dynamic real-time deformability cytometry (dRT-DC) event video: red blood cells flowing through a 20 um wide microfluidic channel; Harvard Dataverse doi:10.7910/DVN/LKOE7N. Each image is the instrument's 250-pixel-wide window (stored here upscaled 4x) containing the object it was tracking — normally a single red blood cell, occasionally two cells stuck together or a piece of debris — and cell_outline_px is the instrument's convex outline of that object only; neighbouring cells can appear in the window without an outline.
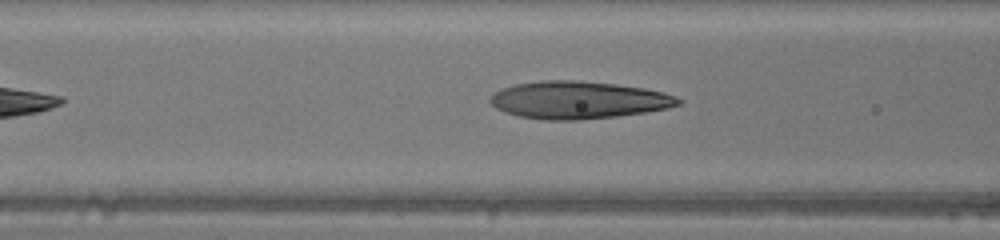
{"species": "human", "species_latin": "Homo sapiens", "temperature_condition": "warm", "stored_images_in_passage": 6, "camera_frame_rate_fps": 3000, "um_per_image_px": 0.085, "donor": {"sex": "male"}, "frame": {"image": 1, "passage_image": 4, "time_ms": 1.0, "image_size_px": [1000, 240], "cell_outline_px": [[684, 100], [680, 104], [668, 108], [644, 112], [616, 116], [580, 120], [544, 120], [520, 116], [504, 112], [496, 108], [488, 100], [496, 92], [504, 88], [516, 84], [540, 80], [580, 80], [616, 84], [644, 88], [664, 92], [676, 96]], "centroid_in_image_um": [49.19, 8.5], "position_along_channel_um": 117.4, "area_um2": 41.1}}